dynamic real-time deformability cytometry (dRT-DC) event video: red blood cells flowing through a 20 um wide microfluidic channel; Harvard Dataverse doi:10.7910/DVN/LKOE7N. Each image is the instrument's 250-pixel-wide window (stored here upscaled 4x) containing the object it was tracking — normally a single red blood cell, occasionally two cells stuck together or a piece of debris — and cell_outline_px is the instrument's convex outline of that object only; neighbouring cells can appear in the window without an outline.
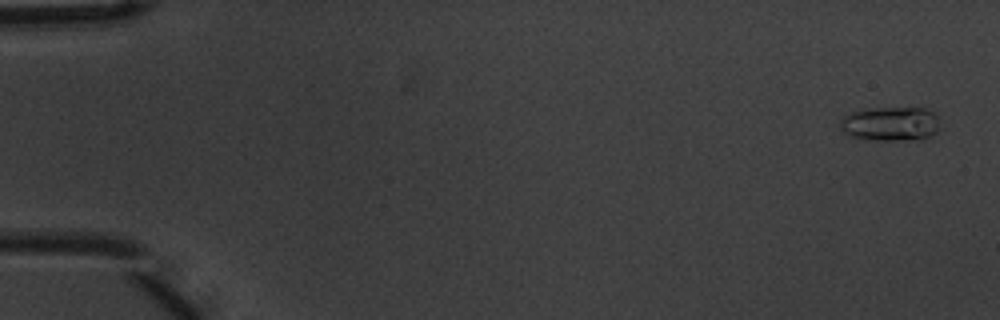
{"species": "common noctule bat (a hibernating species)", "species_latin": "Nyctalus noctula", "temperature_condition": "warm", "stored_images_in_passage": 6, "camera_frame_rate_fps": 3000, "um_per_image_px": 0.085, "animal": {"sex": "male", "body_mass_g": 20.1, "forearm_length_mm": 53.5}, "frame": {"image": 1, "passage_image": 1, "time_ms": 0.0, "image_size_px": [1000, 320], "cell_outline_px": [[940, 128], [936, 132], [928, 136], [912, 140], [872, 140], [852, 136], [844, 132], [840, 128], [840, 120], [844, 116], [852, 112], [868, 108], [924, 108], [932, 112], [936, 116]], "centroid_in_image_um": [75.68, 10.52], "position_along_channel_um": 9.3, "area_um2": 19.77}}